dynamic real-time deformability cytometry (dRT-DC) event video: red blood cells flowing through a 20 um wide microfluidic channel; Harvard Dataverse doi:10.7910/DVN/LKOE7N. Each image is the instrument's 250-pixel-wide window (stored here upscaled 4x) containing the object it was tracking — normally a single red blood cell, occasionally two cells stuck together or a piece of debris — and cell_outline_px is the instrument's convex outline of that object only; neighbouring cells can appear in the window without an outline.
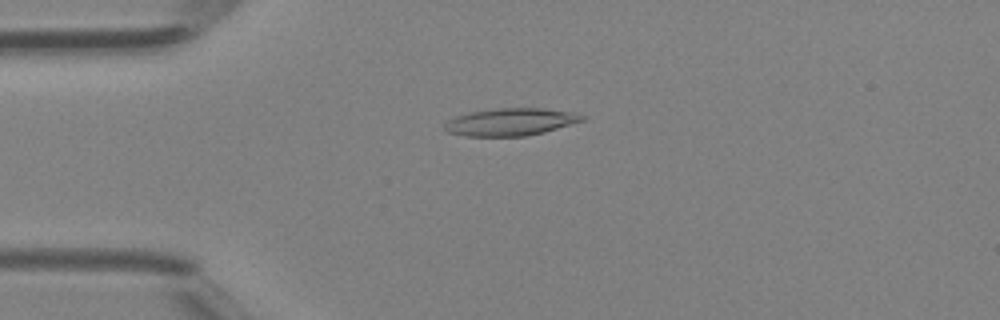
{"species": "Egyptian fruit bat (a non-hibernating species)", "species_latin": "Rousettus aegyptiacus", "temperature_condition": "room temperature", "stored_images_in_passage": 42, "camera_frame_rate_fps": 3000, "um_per_image_px": 0.085, "animal": {"sex": "female"}, "frame": {"image": 1, "passage_image": 11, "time_ms": 3.333, "image_size_px": [1000, 320], "cell_outline_px": [[584, 120], [544, 132], [528, 136], [464, 136], [448, 132], [444, 128], [444, 124], [448, 120], [456, 116], [472, 112], [500, 108], [540, 108], [576, 112], [584, 116]], "centroid_in_image_um": [43.41, 10.37], "position_along_channel_um": 41.6, "area_um2": 21.85}}
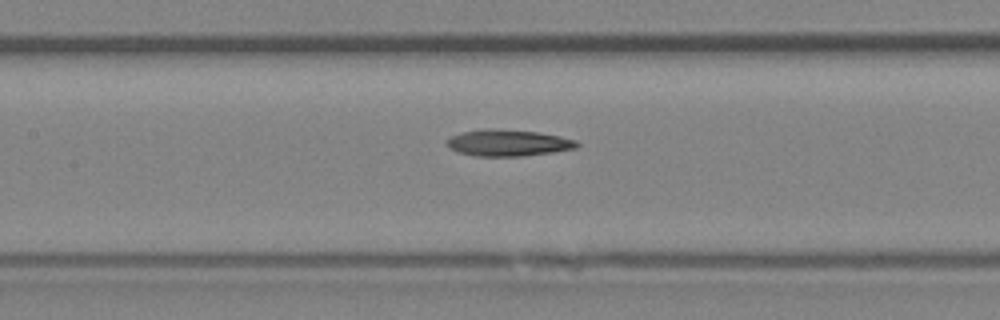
{"frame": {"image": 2, "passage_image": 20, "time_ms": 6.333, "image_size_px": [1000, 320], "cell_outline_px": [[580, 144], [576, 148], [552, 152], [524, 156], [476, 156], [460, 152], [448, 148], [444, 144], [452, 136], [460, 132], [484, 128], [496, 128], [536, 132], [560, 136], [576, 140]], "centroid_in_image_um": [43.17, 12.13], "position_along_channel_um": 164.2, "area_um2": 20.17}}
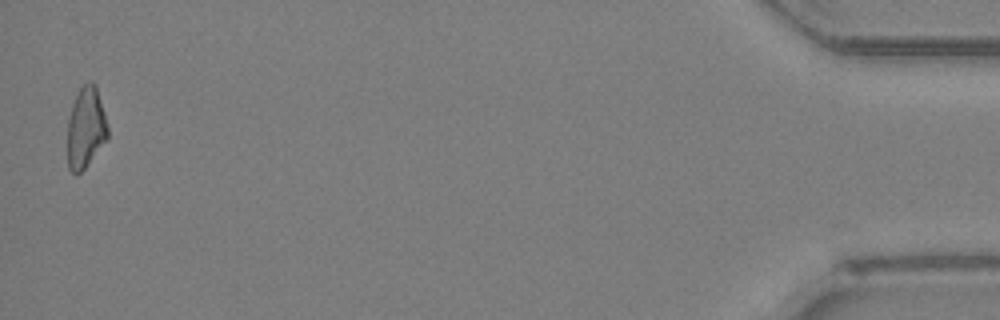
{"frame": {"image": 3, "passage_image": 42, "time_ms": 13.667, "image_size_px": [1000, 320], "cell_outline_px": [[108, 136], [84, 168], [76, 176], [68, 168], [68, 120], [72, 104], [80, 88], [84, 84], [92, 80], [96, 84], [104, 112], [108, 128]], "centroid_in_image_um": [7.28, 10.83], "position_along_channel_um": 427.9, "area_um2": 18.73}}